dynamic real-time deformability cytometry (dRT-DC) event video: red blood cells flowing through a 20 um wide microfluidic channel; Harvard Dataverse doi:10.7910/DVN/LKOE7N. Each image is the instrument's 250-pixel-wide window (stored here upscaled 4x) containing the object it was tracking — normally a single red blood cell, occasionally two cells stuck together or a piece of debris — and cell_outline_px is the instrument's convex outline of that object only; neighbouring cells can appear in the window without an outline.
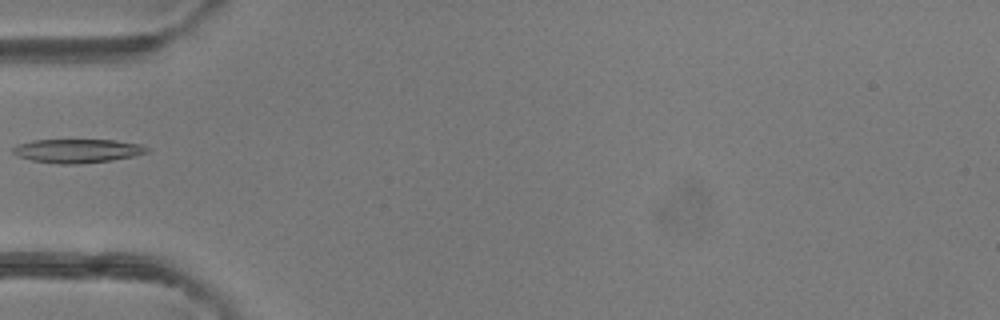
{"species": "common noctule bat (a hibernating species)", "species_latin": "Nyctalus noctula", "temperature_condition": "room temperature", "stored_images_in_passage": 33, "camera_frame_rate_fps": 3000, "um_per_image_px": 0.085, "animal": {"sex": "female"}, "frame": {"image": 1, "passage_image": 1, "time_ms": 0.0, "image_size_px": [1000, 320], "cell_outline_px": [[148, 152], [132, 156], [112, 160], [80, 164], [60, 164], [32, 160], [16, 156], [12, 152], [12, 148], [16, 144], [32, 140], [116, 140], [140, 144], [148, 148]], "centroid_in_image_um": [6.53, 12.82], "position_along_channel_um": 78.5, "area_um2": 18.61}}
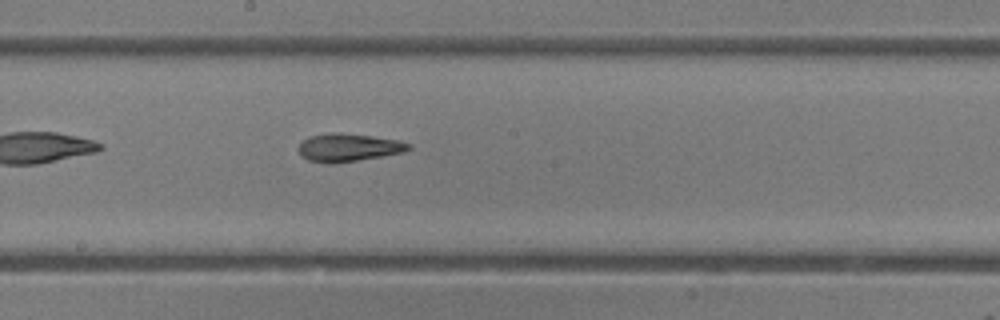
{"frame": {"image": 2, "passage_image": 11, "time_ms": 3.333, "image_size_px": [1000, 320], "cell_outline_px": [[412, 148], [404, 152], [332, 164], [328, 164], [308, 160], [300, 156], [300, 144], [308, 136], [332, 132], [336, 132], [372, 136], [400, 140], [412, 144]], "centroid_in_image_um": [29.63, 12.53], "position_along_channel_um": 218.6, "area_um2": 17.92}}
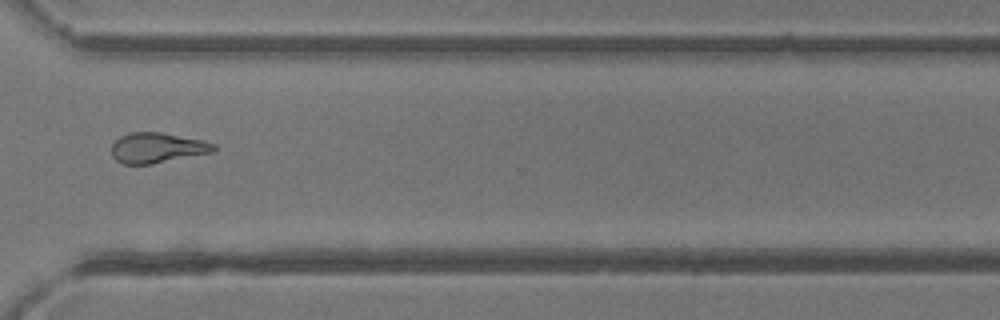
{"frame": {"image": 3, "passage_image": 21, "time_ms": 6.667, "image_size_px": [1000, 320], "cell_outline_px": [[216, 148], [212, 152], [152, 164], [124, 164], [116, 160], [112, 156], [112, 144], [120, 136], [128, 132], [160, 132], [204, 140], [216, 144]], "centroid_in_image_um": [13.35, 12.56], "position_along_channel_um": 357.2, "area_um2": 18.03}}